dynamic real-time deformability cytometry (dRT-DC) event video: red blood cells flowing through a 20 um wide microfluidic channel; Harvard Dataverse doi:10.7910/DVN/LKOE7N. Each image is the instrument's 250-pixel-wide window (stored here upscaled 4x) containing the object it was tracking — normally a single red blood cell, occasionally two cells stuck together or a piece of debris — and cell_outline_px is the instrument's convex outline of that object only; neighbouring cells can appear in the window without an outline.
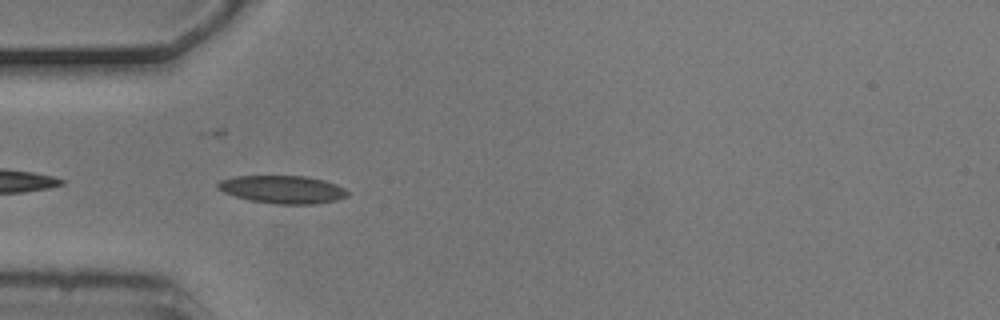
{"species": "common noctule bat (a hibernating species)", "species_latin": "Nyctalus noctula", "temperature_condition": "cold", "stored_images_in_passage": 3, "camera_frame_rate_fps": 3000, "um_per_image_px": 0.085, "animal": {"sex": "male", "body_mass_g": 20.5, "forearm_length_mm": 52.5}, "frame": {"image": 1, "passage_image": 2, "time_ms": 0.333, "image_size_px": [1000, 320], "cell_outline_px": [[348, 196], [336, 200], [316, 204], [276, 204], [252, 200], [236, 196], [224, 192], [216, 188], [216, 184], [220, 180], [232, 176], [308, 176], [324, 180], [336, 184], [344, 188], [348, 192]], "centroid_in_image_um": [24.02, 16.09], "position_along_channel_um": 61.0, "area_um2": 21.1}}
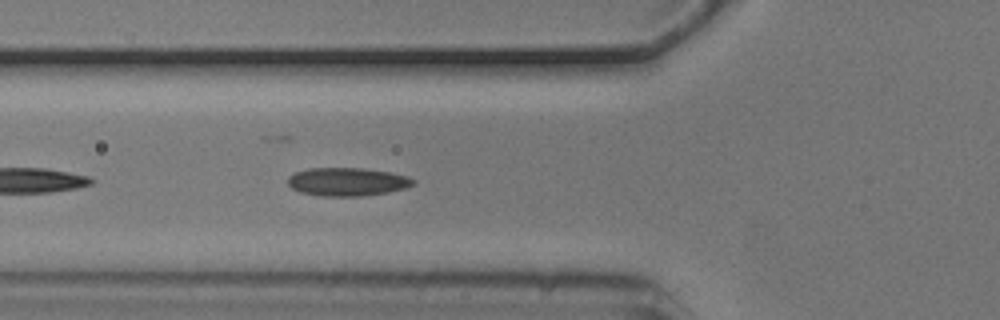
{"frame": {"image": 2, "passage_image": 3, "time_ms": 0.667, "image_size_px": [1000, 320], "cell_outline_px": [[416, 184], [408, 188], [388, 192], [360, 196], [320, 196], [300, 192], [292, 188], [288, 184], [288, 176], [296, 172], [308, 168], [364, 168], [392, 172], [408, 176], [416, 180]], "centroid_in_image_um": [29.57, 15.45], "position_along_channel_um": 96.2, "area_um2": 20.92}}